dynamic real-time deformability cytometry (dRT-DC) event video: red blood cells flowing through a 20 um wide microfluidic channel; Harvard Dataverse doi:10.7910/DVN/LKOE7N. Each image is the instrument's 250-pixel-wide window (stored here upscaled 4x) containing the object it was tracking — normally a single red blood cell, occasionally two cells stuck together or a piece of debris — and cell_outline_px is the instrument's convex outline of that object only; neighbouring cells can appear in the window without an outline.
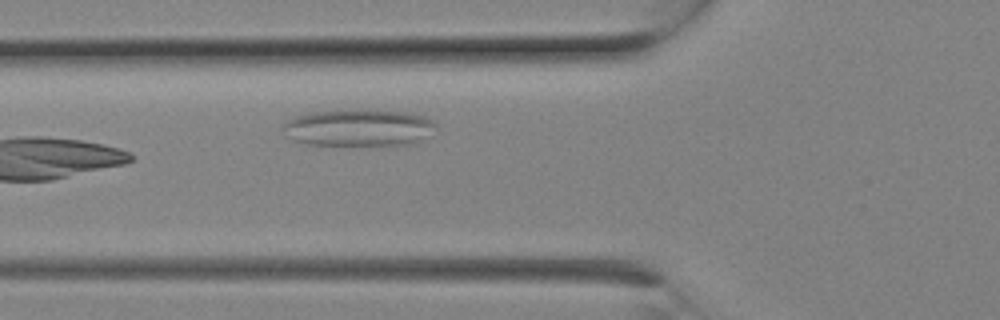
{"species": "Egyptian fruit bat (a non-hibernating species)", "species_latin": "Rousettus aegyptiacus", "temperature_condition": "room temperature", "stored_images_in_passage": 7, "camera_frame_rate_fps": 3000, "um_per_image_px": 0.085, "animal": {"sex": "female"}, "frame": {"image": 1, "passage_image": 7, "time_ms": 2.0, "image_size_px": [1000, 320], "cell_outline_px": [[436, 124], [416, 140], [404, 144], [308, 144], [292, 140], [284, 136], [284, 124], [288, 120], [296, 116], [312, 112], [368, 108], [404, 112], [424, 116], [432, 120]], "centroid_in_image_um": [30.37, 10.81], "position_along_channel_um": 95.4, "area_um2": 32.19}}